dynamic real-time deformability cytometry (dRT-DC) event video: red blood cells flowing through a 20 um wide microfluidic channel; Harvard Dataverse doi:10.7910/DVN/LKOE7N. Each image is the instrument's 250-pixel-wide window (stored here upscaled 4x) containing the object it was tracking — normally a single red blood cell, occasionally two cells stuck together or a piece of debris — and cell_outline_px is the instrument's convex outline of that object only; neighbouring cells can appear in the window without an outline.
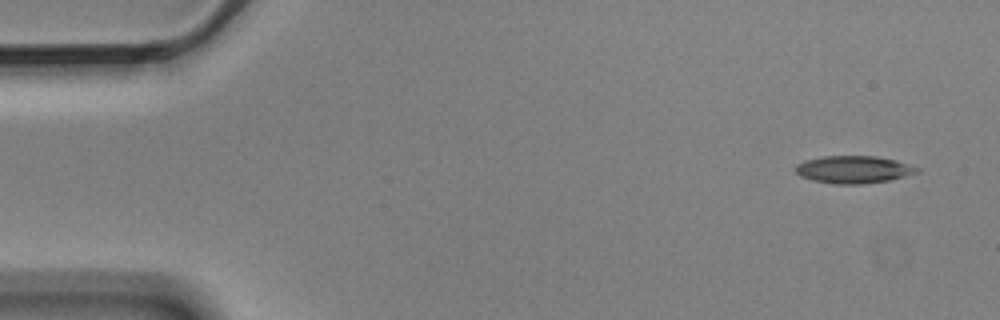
{"species": "Egyptian fruit bat (a non-hibernating species)", "species_latin": "Rousettus aegyptiacus", "temperature_condition": "cold", "stored_images_in_passage": 7, "camera_frame_rate_fps": 3000, "um_per_image_px": 0.085, "animal": {"sex": "male"}, "frame": {"image": 1, "passage_image": 1, "time_ms": 0.0, "image_size_px": [1000, 320], "cell_outline_px": [[920, 172], [888, 180], [860, 184], [836, 184], [812, 180], [800, 176], [796, 172], [796, 164], [804, 160], [824, 156], [876, 156], [896, 160], [920, 168]], "centroid_in_image_um": [72.55, 14.4], "position_along_channel_um": 12.5, "area_um2": 19.36}}
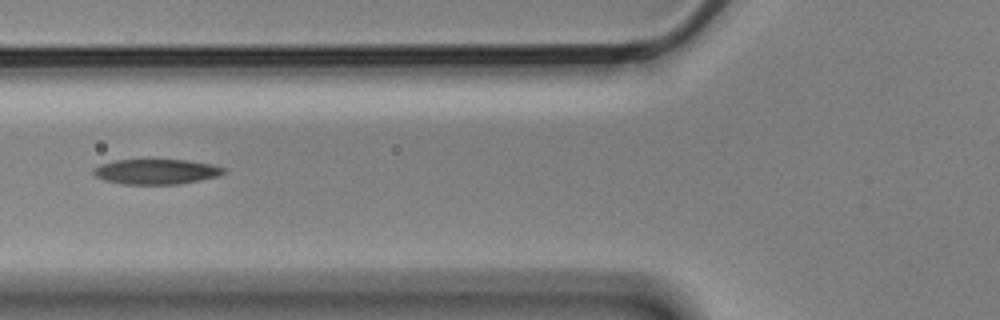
{"frame": {"image": 2, "passage_image": 6, "time_ms": 1.667, "image_size_px": [1000, 320], "cell_outline_px": [[228, 172], [216, 176], [200, 180], [176, 184], [124, 184], [104, 180], [96, 176], [92, 172], [92, 168], [100, 164], [116, 160], [188, 160], [212, 164], [224, 168]], "centroid_in_image_um": [13.27, 14.58], "position_along_channel_um": 112.5, "area_um2": 19.02}}
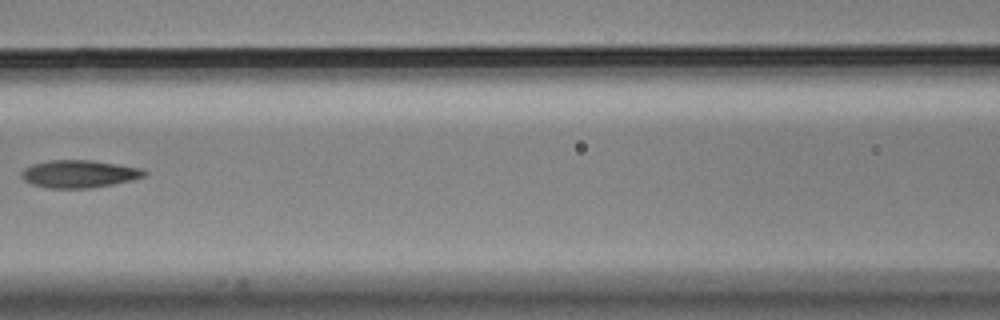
{"frame": {"image": 3, "passage_image": 7, "time_ms": 2.0, "image_size_px": [1000, 320], "cell_outline_px": [[148, 172], [144, 176], [132, 180], [112, 184], [88, 188], [48, 188], [32, 184], [24, 180], [20, 176], [20, 172], [24, 168], [32, 164], [52, 160], [92, 160], [144, 168]], "centroid_in_image_um": [6.73, 14.77], "position_along_channel_um": 159.9, "area_um2": 19.83}}